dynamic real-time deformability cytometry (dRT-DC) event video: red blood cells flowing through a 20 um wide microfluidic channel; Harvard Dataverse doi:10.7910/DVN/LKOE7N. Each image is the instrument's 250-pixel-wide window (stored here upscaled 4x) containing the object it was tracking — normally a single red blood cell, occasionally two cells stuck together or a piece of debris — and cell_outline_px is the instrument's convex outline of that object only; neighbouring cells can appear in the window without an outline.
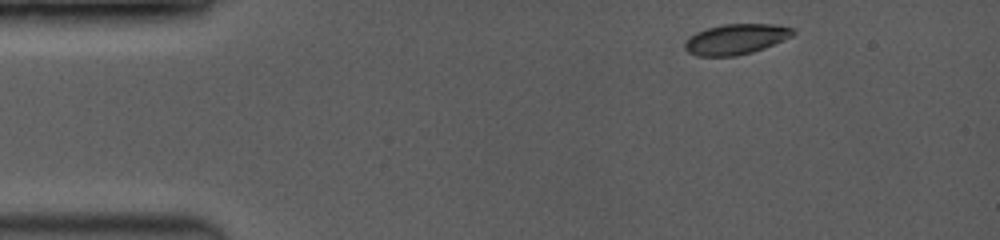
{"species": "common noctule bat (a hibernating species)", "species_latin": "Nyctalus noctula", "temperature_condition": "room temperature", "stored_images_in_passage": 22, "camera_frame_rate_fps": 3500, "um_per_image_px": 0.085, "animal": {"sex": "female", "body_mass_g": 19.0, "forearm_length_mm": 53.3}, "frame": {"image": 1, "passage_image": 1, "time_ms": 0.0, "image_size_px": [1000, 240], "cell_outline_px": [[796, 32], [792, 36], [764, 48], [752, 52], [736, 56], [696, 56], [688, 52], [684, 48], [684, 44], [688, 36], [696, 32], [708, 28], [724, 24], [776, 24], [792, 28]], "centroid_in_image_um": [62.52, 3.33], "position_along_channel_um": 22.5, "area_um2": 19.19}}
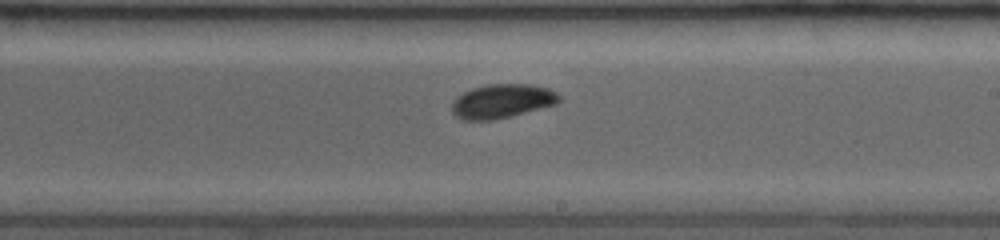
{"frame": {"image": 2, "passage_image": 13, "time_ms": 7.429, "image_size_px": [1000, 240], "cell_outline_px": [[560, 100], [556, 104], [512, 116], [492, 120], [460, 120], [452, 112], [452, 100], [456, 96], [472, 88], [488, 84], [532, 84], [548, 88], [556, 92], [560, 96]], "centroid_in_image_um": [42.65, 8.6], "position_along_channel_um": 246.3, "area_um2": 21.44}}
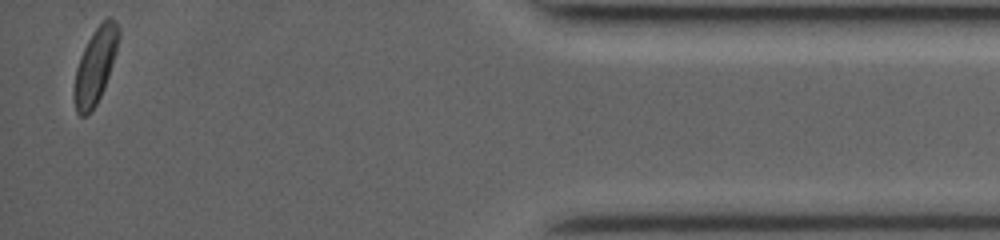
{"frame": {"image": 3, "passage_image": 22, "time_ms": 13.143, "image_size_px": [1000, 240], "cell_outline_px": [[120, 36], [116, 52], [104, 88], [96, 104], [84, 116], [80, 116], [76, 112], [72, 96], [72, 92], [76, 68], [80, 56], [92, 32], [108, 16], [120, 28]], "centroid_in_image_um": [8.07, 5.61], "position_along_channel_um": 427.1, "area_um2": 19.48}, "authors_computed_cell_mechanics": {"area_um2": 20.4034, "velocity_mm_per_s": 4.073, "shape_relaxation_time_tau1_ms": 2.2003, "shape_relaxation_time_tau2_ms": null, "deformation_change_tau1": 0.0841, "deformation_change_tau2": null}}